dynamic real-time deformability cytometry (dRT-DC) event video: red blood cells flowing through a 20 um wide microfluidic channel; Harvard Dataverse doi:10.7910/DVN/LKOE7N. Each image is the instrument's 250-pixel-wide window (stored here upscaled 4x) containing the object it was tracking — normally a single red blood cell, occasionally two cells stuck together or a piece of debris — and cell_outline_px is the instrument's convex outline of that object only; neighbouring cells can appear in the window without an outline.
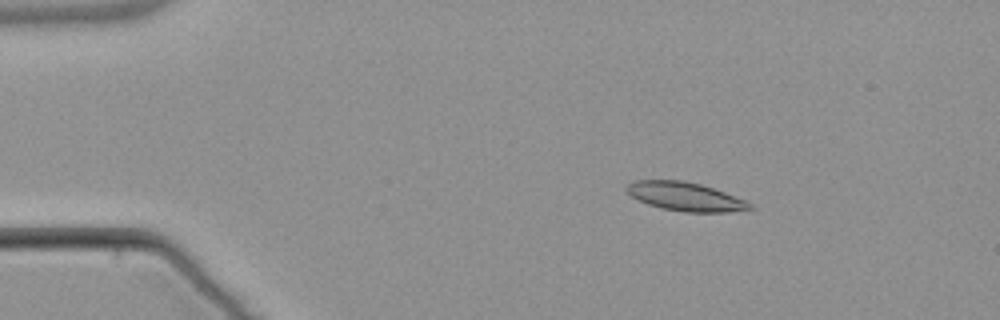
{"species": "common noctule bat (a hibernating species)", "species_latin": "Nyctalus noctula", "temperature_condition": "warm", "stored_images_in_passage": 4, "camera_frame_rate_fps": 3000, "um_per_image_px": 0.085, "animal": {"sex": "male", "body_mass_g": 21.5, "forearm_length_mm": 52.0}, "frame": {"image": 1, "passage_image": 2, "time_ms": 1.333, "image_size_px": [1000, 320], "cell_outline_px": [[756, 208], [728, 212], [684, 212], [660, 208], [648, 204], [632, 196], [624, 188], [632, 180], [684, 180], [700, 184], [724, 192], [744, 200], [752, 204]], "centroid_in_image_um": [58.24, 16.71], "position_along_channel_um": 26.8, "area_um2": 20.52}}
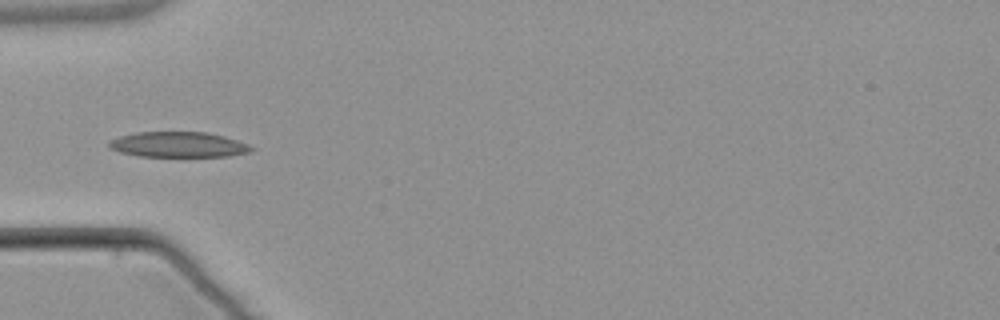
{"frame": {"image": 2, "passage_image": 4, "time_ms": 4.333, "image_size_px": [1000, 320], "cell_outline_px": [[256, 148], [252, 152], [228, 156], [136, 156], [120, 152], [108, 148], [108, 140], [120, 136], [136, 132], [204, 132], [224, 136], [248, 144]], "centroid_in_image_um": [15.14, 12.29], "position_along_channel_um": 69.9, "area_um2": 21.15}}